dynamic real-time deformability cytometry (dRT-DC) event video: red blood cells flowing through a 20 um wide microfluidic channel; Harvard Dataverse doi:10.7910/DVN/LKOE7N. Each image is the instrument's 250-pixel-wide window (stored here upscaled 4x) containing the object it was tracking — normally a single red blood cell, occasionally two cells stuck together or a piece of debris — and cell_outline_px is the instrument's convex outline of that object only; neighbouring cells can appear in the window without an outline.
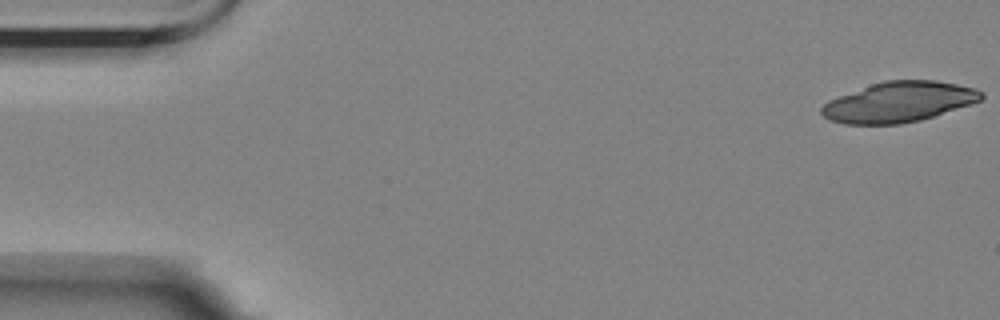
{"species": "Egyptian fruit bat (a non-hibernating species)", "species_latin": "Rousettus aegyptiacus", "temperature_condition": "room temperature", "stored_images_in_passage": 5, "camera_frame_rate_fps": 3000, "um_per_image_px": 0.085, "animal": {"sex": "female"}, "frame": {"image": 1, "passage_image": 1, "time_ms": 0.0, "image_size_px": [1000, 320], "cell_outline_px": [[984, 96], [980, 100], [972, 104], [920, 120], [900, 124], [844, 124], [832, 120], [824, 116], [820, 112], [820, 108], [828, 100], [872, 84], [884, 80], [936, 80], [976, 88], [984, 92]], "centroid_in_image_um": [76.43, 8.66], "position_along_channel_um": 8.6, "area_um2": 37.4}}